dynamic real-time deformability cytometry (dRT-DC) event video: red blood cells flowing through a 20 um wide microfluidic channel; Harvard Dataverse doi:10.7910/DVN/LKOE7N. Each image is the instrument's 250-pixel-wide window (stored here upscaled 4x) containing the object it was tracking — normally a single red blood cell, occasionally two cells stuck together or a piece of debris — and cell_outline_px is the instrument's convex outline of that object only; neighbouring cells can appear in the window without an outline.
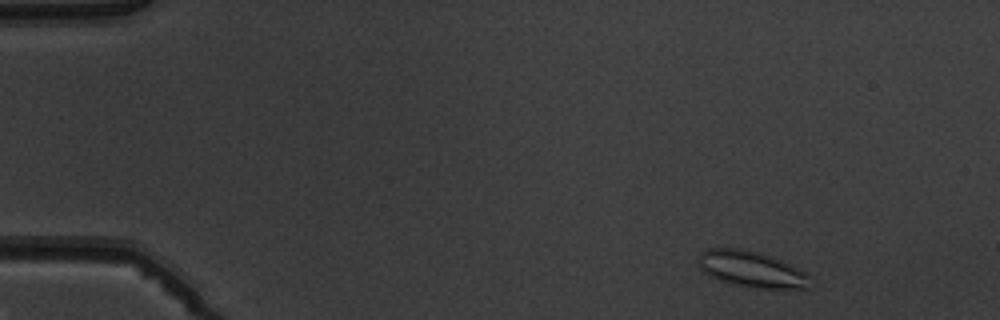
{"species": "common noctule bat (a hibernating species)", "species_latin": "Nyctalus noctula", "temperature_condition": "warm", "stored_images_in_passage": 4, "camera_frame_rate_fps": 3000, "um_per_image_px": 0.085, "animal": {"sex": "male", "body_mass_g": 19.5, "forearm_length_mm": 54.6}, "frame": {"image": 1, "passage_image": 1, "time_ms": 0.0, "image_size_px": [1000, 320], "cell_outline_px": [[812, 288], [756, 288], [728, 284], [716, 280], [704, 272], [700, 268], [696, 256], [704, 248], [740, 248], [760, 252], [780, 260], [804, 272], [808, 276]], "centroid_in_image_um": [63.79, 22.88], "position_along_channel_um": 21.2, "area_um2": 23.76}}
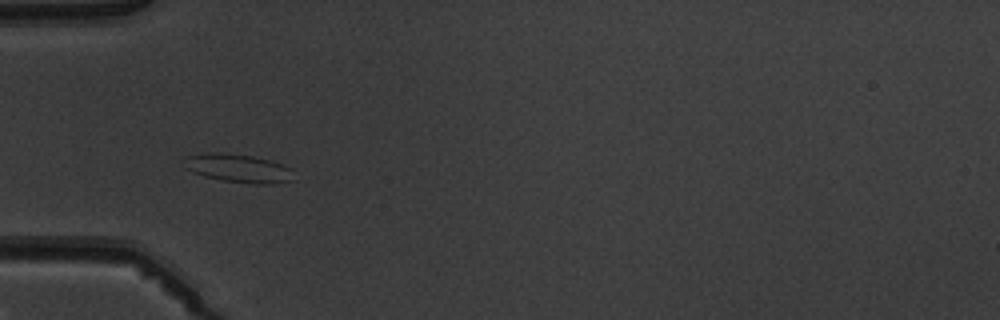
{"frame": {"image": 2, "passage_image": 4, "time_ms": 3.667, "image_size_px": [1000, 320], "cell_outline_px": [[292, 180], [272, 184], [252, 184], [220, 180], [204, 176], [192, 172], [184, 168], [180, 160], [184, 156], [196, 152], [220, 152], [252, 156], [268, 160], [280, 164], [288, 168]], "centroid_in_image_um": [20.06, 14.28], "position_along_channel_um": 64.9, "area_um2": 18.38}}